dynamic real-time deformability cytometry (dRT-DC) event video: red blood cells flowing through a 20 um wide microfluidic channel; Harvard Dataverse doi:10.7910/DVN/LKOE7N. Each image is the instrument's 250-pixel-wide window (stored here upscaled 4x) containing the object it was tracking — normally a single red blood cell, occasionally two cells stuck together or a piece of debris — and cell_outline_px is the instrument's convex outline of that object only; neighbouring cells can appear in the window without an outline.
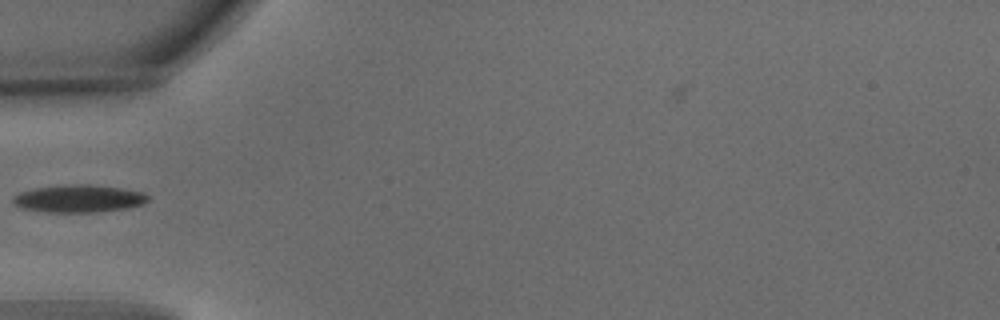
{"species": "common noctule bat (a hibernating species)", "species_latin": "Nyctalus noctula", "temperature_condition": "warm", "stored_images_in_passage": 7, "camera_frame_rate_fps": 3000, "um_per_image_px": 0.085, "animal": {"sex": "male", "body_mass_g": 15.6}, "frame": {"image": 1, "passage_image": 1, "time_ms": 0.0, "image_size_px": [1000, 320], "cell_outline_px": [[148, 200], [144, 204], [124, 208], [100, 212], [48, 212], [20, 208], [12, 200], [12, 196], [20, 192], [36, 188], [64, 184], [96, 184], [124, 188], [144, 192], [148, 196]], "centroid_in_image_um": [6.71, 16.86], "position_along_channel_um": 78.3, "area_um2": 21.91}}
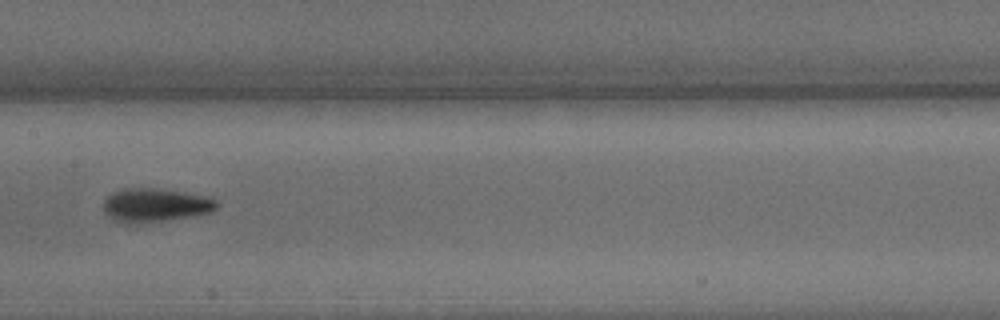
{"frame": {"image": 2, "passage_image": 4, "time_ms": 1.0, "image_size_px": [1000, 320], "cell_outline_px": [[220, 204], [212, 212], [196, 216], [164, 220], [128, 224], [112, 220], [104, 212], [104, 200], [112, 192], [124, 188], [160, 188], [184, 192], [204, 196], [216, 200]], "centroid_in_image_um": [13.2, 17.43], "position_along_channel_um": 194.2, "area_um2": 22.37}}
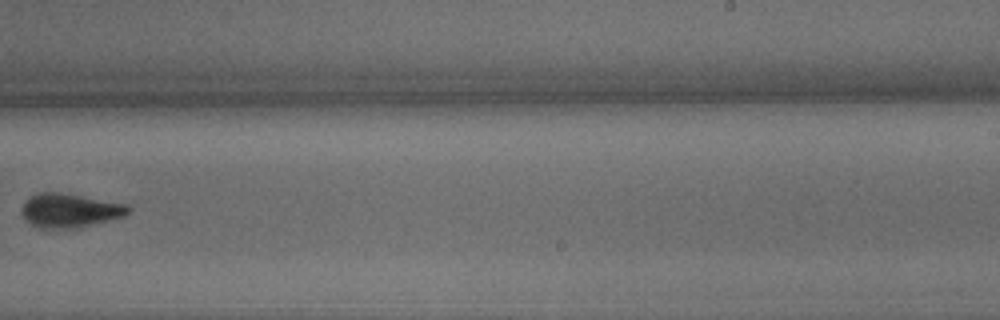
{"frame": {"image": 3, "passage_image": 6, "time_ms": 1.667, "image_size_px": [1000, 320], "cell_outline_px": [[128, 212], [124, 216], [96, 224], [80, 228], [36, 228], [24, 220], [20, 212], [24, 200], [40, 192], [60, 192], [128, 204]], "centroid_in_image_um": [5.88, 17.9], "position_along_channel_um": 283.1, "area_um2": 21.33}}